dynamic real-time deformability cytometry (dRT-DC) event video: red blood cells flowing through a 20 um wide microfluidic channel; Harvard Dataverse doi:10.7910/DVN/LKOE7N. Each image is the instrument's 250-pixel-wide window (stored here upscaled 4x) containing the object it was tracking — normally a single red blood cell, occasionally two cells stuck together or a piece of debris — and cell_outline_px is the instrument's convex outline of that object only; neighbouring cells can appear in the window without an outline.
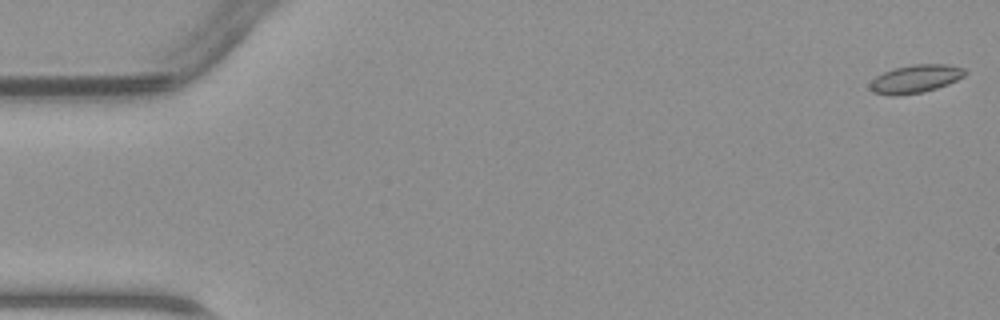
{"species": "common noctule bat (a hibernating species)", "species_latin": "Nyctalus noctula", "temperature_condition": "warm", "stored_images_in_passage": 47, "camera_frame_rate_fps": 3000, "um_per_image_px": 0.085, "animal": {"sex": "male", "body_mass_g": 23.1, "forearm_length_mm": 52.7}, "frame": {"image": 1, "passage_image": 1, "time_ms": 0.0, "image_size_px": [1000, 320], "cell_outline_px": [[968, 72], [964, 76], [948, 84], [924, 92], [900, 96], [892, 96], [872, 92], [868, 88], [868, 84], [876, 76], [884, 72], [896, 68], [912, 64], [948, 64], [964, 68]], "centroid_in_image_um": [77.8, 6.71], "position_along_channel_um": 7.2, "area_um2": 15.78}}
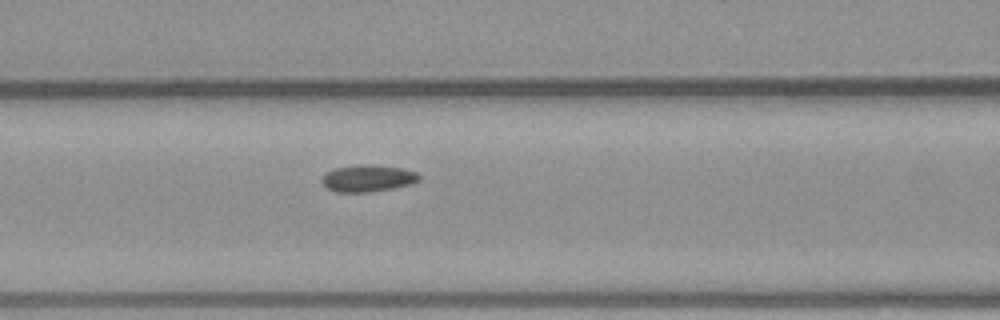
{"frame": {"image": 2, "passage_image": 20, "time_ms": 6.333, "image_size_px": [1000, 320], "cell_outline_px": [[420, 180], [408, 184], [392, 188], [372, 192], [336, 192], [328, 188], [320, 180], [328, 172], [336, 168], [356, 164], [400, 168], [416, 172], [420, 176]], "centroid_in_image_um": [31.25, 15.17], "position_along_channel_um": 135.4, "area_um2": 14.85}}
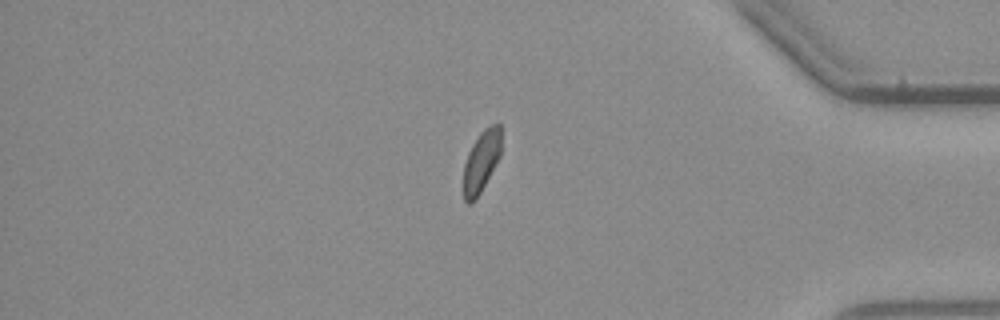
{"frame": {"image": 3, "passage_image": 40, "time_ms": 13.0, "image_size_px": [1000, 320], "cell_outline_px": [[500, 156], [476, 200], [472, 204], [468, 204], [464, 200], [464, 164], [468, 152], [472, 144], [480, 132], [488, 124], [500, 124]], "centroid_in_image_um": [40.9, 13.72], "position_along_channel_um": 394.3, "area_um2": 13.47}}